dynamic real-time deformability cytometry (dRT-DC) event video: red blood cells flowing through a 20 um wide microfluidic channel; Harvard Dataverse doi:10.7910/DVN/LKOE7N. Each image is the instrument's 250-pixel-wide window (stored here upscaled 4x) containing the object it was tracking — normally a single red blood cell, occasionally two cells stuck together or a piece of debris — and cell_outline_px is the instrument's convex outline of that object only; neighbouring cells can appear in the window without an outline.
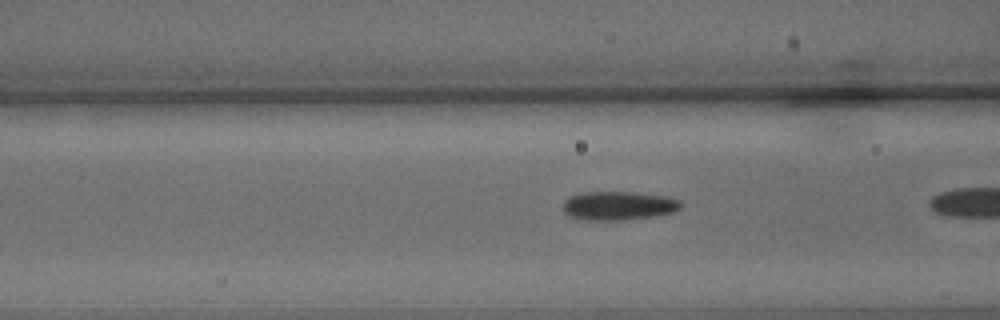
{"species": "common noctule bat (a hibernating species)", "species_latin": "Nyctalus noctula", "temperature_condition": "warm", "stored_images_in_passage": 20, "camera_frame_rate_fps": 3000, "um_per_image_px": 0.085, "animal": {"sex": "male", "body_mass_g": 15.6}, "frame": {"image": 1, "passage_image": 18, "time_ms": 5.667, "image_size_px": [1000, 320], "cell_outline_px": [[680, 208], [672, 212], [656, 216], [620, 220], [584, 220], [572, 216], [564, 212], [564, 200], [568, 196], [580, 192], [636, 192], [664, 196], [680, 200]], "centroid_in_image_um": [52.54, 17.47], "position_along_channel_um": 114.1, "area_um2": 19.71}}